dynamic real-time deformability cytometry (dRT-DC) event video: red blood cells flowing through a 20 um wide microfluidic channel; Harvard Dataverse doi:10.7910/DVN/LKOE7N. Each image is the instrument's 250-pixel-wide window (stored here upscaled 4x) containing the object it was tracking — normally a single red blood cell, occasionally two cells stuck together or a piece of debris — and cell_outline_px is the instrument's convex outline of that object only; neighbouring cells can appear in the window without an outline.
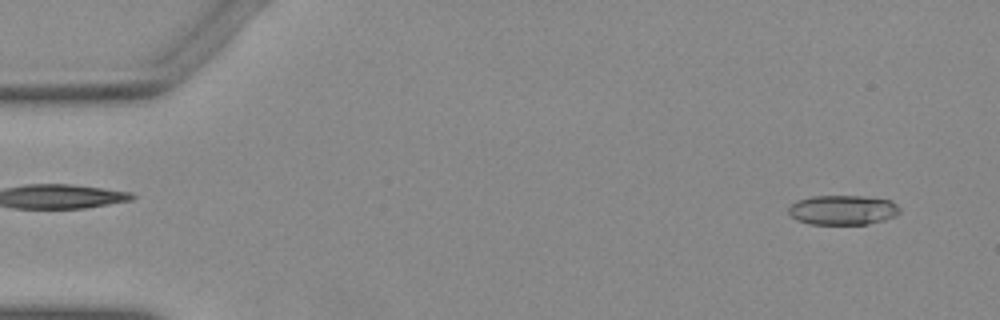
{"species": "Egyptian fruit bat (a non-hibernating species)", "species_latin": "Rousettus aegyptiacus", "temperature_condition": "warm", "stored_images_in_passage": 52, "camera_frame_rate_fps": 3000, "um_per_image_px": 0.085, "animal": {"sex": "female"}, "frame": {"image": 1, "passage_image": 3, "time_ms": 0.667, "image_size_px": [1000, 320], "cell_outline_px": [[900, 212], [896, 216], [884, 220], [868, 224], [808, 224], [796, 220], [788, 212], [788, 208], [796, 200], [812, 196], [860, 196], [892, 200], [900, 208]], "centroid_in_image_um": [71.64, 17.85], "position_along_channel_um": 13.4, "area_um2": 19.36}}
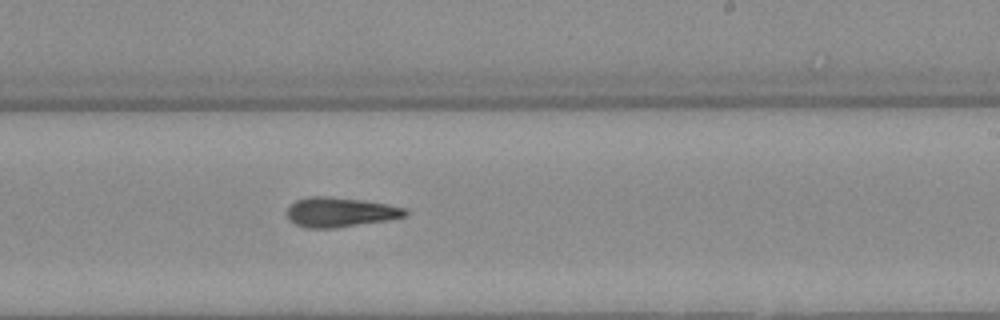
{"frame": {"image": 2, "passage_image": 31, "time_ms": 10.0, "image_size_px": [1000, 320], "cell_outline_px": [[408, 216], [388, 220], [336, 228], [304, 228], [292, 224], [288, 220], [288, 208], [296, 200], [312, 196], [328, 196], [360, 200], [408, 208]], "centroid_in_image_um": [28.91, 18.05], "position_along_channel_um": 260.1, "area_um2": 20.52}}
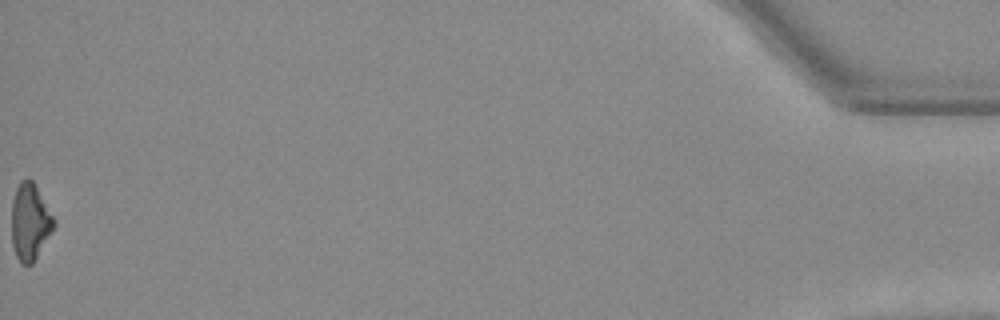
{"frame": {"image": 3, "passage_image": 52, "time_ms": 17.0, "image_size_px": [1000, 320], "cell_outline_px": [[56, 224], [32, 264], [20, 264], [16, 256], [12, 244], [12, 200], [16, 188], [20, 180], [28, 176], [32, 180], [56, 220]], "centroid_in_image_um": [2.54, 18.84], "position_along_channel_um": 432.7, "area_um2": 18.9}}